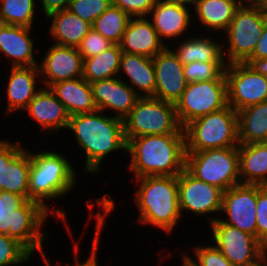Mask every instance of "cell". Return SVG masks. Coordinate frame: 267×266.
<instances>
[{
  "mask_svg": "<svg viewBox=\"0 0 267 266\" xmlns=\"http://www.w3.org/2000/svg\"><path fill=\"white\" fill-rule=\"evenodd\" d=\"M105 194L103 200L97 199V205L103 208L104 212L96 213V231L92 246V252L84 263L76 259L74 266H98L97 247L100 239V232L105 223V217L114 209V200ZM48 213L45 207L34 200H26L23 196L0 190V234L15 238L23 244L31 253L39 250L46 266H51L43 252V241L46 236L41 232Z\"/></svg>",
  "mask_w": 267,
  "mask_h": 266,
  "instance_id": "cell-1",
  "label": "cell"
},
{
  "mask_svg": "<svg viewBox=\"0 0 267 266\" xmlns=\"http://www.w3.org/2000/svg\"><path fill=\"white\" fill-rule=\"evenodd\" d=\"M135 178L178 176L186 164L185 134L146 135L127 142Z\"/></svg>",
  "mask_w": 267,
  "mask_h": 266,
  "instance_id": "cell-2",
  "label": "cell"
},
{
  "mask_svg": "<svg viewBox=\"0 0 267 266\" xmlns=\"http://www.w3.org/2000/svg\"><path fill=\"white\" fill-rule=\"evenodd\" d=\"M68 129L86 154L85 173L98 172L104 157L117 150L127 151L123 120L104 116V111L79 113L70 116Z\"/></svg>",
  "mask_w": 267,
  "mask_h": 266,
  "instance_id": "cell-3",
  "label": "cell"
},
{
  "mask_svg": "<svg viewBox=\"0 0 267 266\" xmlns=\"http://www.w3.org/2000/svg\"><path fill=\"white\" fill-rule=\"evenodd\" d=\"M137 182H140L135 198L139 222L171 233L181 217L178 176H145Z\"/></svg>",
  "mask_w": 267,
  "mask_h": 266,
  "instance_id": "cell-4",
  "label": "cell"
},
{
  "mask_svg": "<svg viewBox=\"0 0 267 266\" xmlns=\"http://www.w3.org/2000/svg\"><path fill=\"white\" fill-rule=\"evenodd\" d=\"M75 171L64 156L53 151L31 153L29 200L39 202L49 211L45 200L69 193L76 184Z\"/></svg>",
  "mask_w": 267,
  "mask_h": 266,
  "instance_id": "cell-5",
  "label": "cell"
},
{
  "mask_svg": "<svg viewBox=\"0 0 267 266\" xmlns=\"http://www.w3.org/2000/svg\"><path fill=\"white\" fill-rule=\"evenodd\" d=\"M186 152L238 147V114L229 105L188 123L184 128Z\"/></svg>",
  "mask_w": 267,
  "mask_h": 266,
  "instance_id": "cell-6",
  "label": "cell"
},
{
  "mask_svg": "<svg viewBox=\"0 0 267 266\" xmlns=\"http://www.w3.org/2000/svg\"><path fill=\"white\" fill-rule=\"evenodd\" d=\"M123 123L127 142L146 135L185 134L175 104L154 97H140Z\"/></svg>",
  "mask_w": 267,
  "mask_h": 266,
  "instance_id": "cell-7",
  "label": "cell"
},
{
  "mask_svg": "<svg viewBox=\"0 0 267 266\" xmlns=\"http://www.w3.org/2000/svg\"><path fill=\"white\" fill-rule=\"evenodd\" d=\"M185 169L196 179L223 192L241 184L238 147L186 152Z\"/></svg>",
  "mask_w": 267,
  "mask_h": 266,
  "instance_id": "cell-8",
  "label": "cell"
},
{
  "mask_svg": "<svg viewBox=\"0 0 267 266\" xmlns=\"http://www.w3.org/2000/svg\"><path fill=\"white\" fill-rule=\"evenodd\" d=\"M236 10L226 30L229 46L228 64L245 63L251 56L263 33L267 15L253 0H246Z\"/></svg>",
  "mask_w": 267,
  "mask_h": 266,
  "instance_id": "cell-9",
  "label": "cell"
},
{
  "mask_svg": "<svg viewBox=\"0 0 267 266\" xmlns=\"http://www.w3.org/2000/svg\"><path fill=\"white\" fill-rule=\"evenodd\" d=\"M227 103L225 71L208 81L188 83L176 102V114L182 128L193 120L223 109Z\"/></svg>",
  "mask_w": 267,
  "mask_h": 266,
  "instance_id": "cell-10",
  "label": "cell"
},
{
  "mask_svg": "<svg viewBox=\"0 0 267 266\" xmlns=\"http://www.w3.org/2000/svg\"><path fill=\"white\" fill-rule=\"evenodd\" d=\"M227 103L236 112L267 101V77L247 63H233L225 69Z\"/></svg>",
  "mask_w": 267,
  "mask_h": 266,
  "instance_id": "cell-11",
  "label": "cell"
},
{
  "mask_svg": "<svg viewBox=\"0 0 267 266\" xmlns=\"http://www.w3.org/2000/svg\"><path fill=\"white\" fill-rule=\"evenodd\" d=\"M215 246L234 266H245L263 254V244L253 235L210 218Z\"/></svg>",
  "mask_w": 267,
  "mask_h": 266,
  "instance_id": "cell-12",
  "label": "cell"
},
{
  "mask_svg": "<svg viewBox=\"0 0 267 266\" xmlns=\"http://www.w3.org/2000/svg\"><path fill=\"white\" fill-rule=\"evenodd\" d=\"M31 153L19 143L0 140V190L29 199Z\"/></svg>",
  "mask_w": 267,
  "mask_h": 266,
  "instance_id": "cell-13",
  "label": "cell"
},
{
  "mask_svg": "<svg viewBox=\"0 0 267 266\" xmlns=\"http://www.w3.org/2000/svg\"><path fill=\"white\" fill-rule=\"evenodd\" d=\"M257 185L238 184L223 192L221 212L228 214L222 223L256 237Z\"/></svg>",
  "mask_w": 267,
  "mask_h": 266,
  "instance_id": "cell-14",
  "label": "cell"
},
{
  "mask_svg": "<svg viewBox=\"0 0 267 266\" xmlns=\"http://www.w3.org/2000/svg\"><path fill=\"white\" fill-rule=\"evenodd\" d=\"M179 209L195 215L221 213L223 191L192 176L186 169L178 175Z\"/></svg>",
  "mask_w": 267,
  "mask_h": 266,
  "instance_id": "cell-15",
  "label": "cell"
},
{
  "mask_svg": "<svg viewBox=\"0 0 267 266\" xmlns=\"http://www.w3.org/2000/svg\"><path fill=\"white\" fill-rule=\"evenodd\" d=\"M152 59L156 80L154 98L176 104L188 84L183 64L168 46Z\"/></svg>",
  "mask_w": 267,
  "mask_h": 266,
  "instance_id": "cell-16",
  "label": "cell"
},
{
  "mask_svg": "<svg viewBox=\"0 0 267 266\" xmlns=\"http://www.w3.org/2000/svg\"><path fill=\"white\" fill-rule=\"evenodd\" d=\"M38 68L49 88L57 82L82 77L83 59L75 47L52 44Z\"/></svg>",
  "mask_w": 267,
  "mask_h": 266,
  "instance_id": "cell-17",
  "label": "cell"
},
{
  "mask_svg": "<svg viewBox=\"0 0 267 266\" xmlns=\"http://www.w3.org/2000/svg\"><path fill=\"white\" fill-rule=\"evenodd\" d=\"M121 76L105 80H98L91 84L93 99L97 109L116 110L115 117L124 119L132 110L137 100L140 98L137 90L123 82Z\"/></svg>",
  "mask_w": 267,
  "mask_h": 266,
  "instance_id": "cell-18",
  "label": "cell"
},
{
  "mask_svg": "<svg viewBox=\"0 0 267 266\" xmlns=\"http://www.w3.org/2000/svg\"><path fill=\"white\" fill-rule=\"evenodd\" d=\"M122 52L153 58L166 46L146 17H132L120 42Z\"/></svg>",
  "mask_w": 267,
  "mask_h": 266,
  "instance_id": "cell-19",
  "label": "cell"
},
{
  "mask_svg": "<svg viewBox=\"0 0 267 266\" xmlns=\"http://www.w3.org/2000/svg\"><path fill=\"white\" fill-rule=\"evenodd\" d=\"M50 133L68 128L70 115L50 88L40 89L29 102L25 111Z\"/></svg>",
  "mask_w": 267,
  "mask_h": 266,
  "instance_id": "cell-20",
  "label": "cell"
},
{
  "mask_svg": "<svg viewBox=\"0 0 267 266\" xmlns=\"http://www.w3.org/2000/svg\"><path fill=\"white\" fill-rule=\"evenodd\" d=\"M31 28L0 23V51L11 59L12 67L38 66L34 59Z\"/></svg>",
  "mask_w": 267,
  "mask_h": 266,
  "instance_id": "cell-21",
  "label": "cell"
},
{
  "mask_svg": "<svg viewBox=\"0 0 267 266\" xmlns=\"http://www.w3.org/2000/svg\"><path fill=\"white\" fill-rule=\"evenodd\" d=\"M70 116L91 113L97 109L91 84L83 77L57 82L49 87Z\"/></svg>",
  "mask_w": 267,
  "mask_h": 266,
  "instance_id": "cell-22",
  "label": "cell"
},
{
  "mask_svg": "<svg viewBox=\"0 0 267 266\" xmlns=\"http://www.w3.org/2000/svg\"><path fill=\"white\" fill-rule=\"evenodd\" d=\"M40 76L38 66L12 67L7 87L8 107L6 114L15 110H25L39 91L36 76Z\"/></svg>",
  "mask_w": 267,
  "mask_h": 266,
  "instance_id": "cell-23",
  "label": "cell"
},
{
  "mask_svg": "<svg viewBox=\"0 0 267 266\" xmlns=\"http://www.w3.org/2000/svg\"><path fill=\"white\" fill-rule=\"evenodd\" d=\"M241 184L262 186L267 181V142L239 144Z\"/></svg>",
  "mask_w": 267,
  "mask_h": 266,
  "instance_id": "cell-24",
  "label": "cell"
},
{
  "mask_svg": "<svg viewBox=\"0 0 267 266\" xmlns=\"http://www.w3.org/2000/svg\"><path fill=\"white\" fill-rule=\"evenodd\" d=\"M52 18L50 34L57 45L77 48L81 40L92 29V24L73 14L68 9L59 10L46 16Z\"/></svg>",
  "mask_w": 267,
  "mask_h": 266,
  "instance_id": "cell-25",
  "label": "cell"
},
{
  "mask_svg": "<svg viewBox=\"0 0 267 266\" xmlns=\"http://www.w3.org/2000/svg\"><path fill=\"white\" fill-rule=\"evenodd\" d=\"M152 13V25L162 42L164 41L163 37L181 36L191 22L189 9L183 6L156 2L150 10V14Z\"/></svg>",
  "mask_w": 267,
  "mask_h": 266,
  "instance_id": "cell-26",
  "label": "cell"
},
{
  "mask_svg": "<svg viewBox=\"0 0 267 266\" xmlns=\"http://www.w3.org/2000/svg\"><path fill=\"white\" fill-rule=\"evenodd\" d=\"M119 70L128 76L132 85L144 92H139L140 97H154L156 80L151 57L122 52Z\"/></svg>",
  "mask_w": 267,
  "mask_h": 266,
  "instance_id": "cell-27",
  "label": "cell"
},
{
  "mask_svg": "<svg viewBox=\"0 0 267 266\" xmlns=\"http://www.w3.org/2000/svg\"><path fill=\"white\" fill-rule=\"evenodd\" d=\"M242 3L243 0H195L194 11L199 22L211 31H226Z\"/></svg>",
  "mask_w": 267,
  "mask_h": 266,
  "instance_id": "cell-28",
  "label": "cell"
},
{
  "mask_svg": "<svg viewBox=\"0 0 267 266\" xmlns=\"http://www.w3.org/2000/svg\"><path fill=\"white\" fill-rule=\"evenodd\" d=\"M237 114L239 144L267 142V101L246 107Z\"/></svg>",
  "mask_w": 267,
  "mask_h": 266,
  "instance_id": "cell-29",
  "label": "cell"
},
{
  "mask_svg": "<svg viewBox=\"0 0 267 266\" xmlns=\"http://www.w3.org/2000/svg\"><path fill=\"white\" fill-rule=\"evenodd\" d=\"M122 50L119 44H113L94 57L83 59V78L89 83L110 79L120 70Z\"/></svg>",
  "mask_w": 267,
  "mask_h": 266,
  "instance_id": "cell-30",
  "label": "cell"
},
{
  "mask_svg": "<svg viewBox=\"0 0 267 266\" xmlns=\"http://www.w3.org/2000/svg\"><path fill=\"white\" fill-rule=\"evenodd\" d=\"M176 51L173 53L177 59L183 64H189L191 62H209V61H224L223 47L213 41L211 37L203 38L195 37L188 38L186 41L178 45Z\"/></svg>",
  "mask_w": 267,
  "mask_h": 266,
  "instance_id": "cell-31",
  "label": "cell"
},
{
  "mask_svg": "<svg viewBox=\"0 0 267 266\" xmlns=\"http://www.w3.org/2000/svg\"><path fill=\"white\" fill-rule=\"evenodd\" d=\"M132 17L118 7L111 5L95 19L92 28L113 44H120L125 29Z\"/></svg>",
  "mask_w": 267,
  "mask_h": 266,
  "instance_id": "cell-32",
  "label": "cell"
},
{
  "mask_svg": "<svg viewBox=\"0 0 267 266\" xmlns=\"http://www.w3.org/2000/svg\"><path fill=\"white\" fill-rule=\"evenodd\" d=\"M34 0H0V23L32 28Z\"/></svg>",
  "mask_w": 267,
  "mask_h": 266,
  "instance_id": "cell-33",
  "label": "cell"
},
{
  "mask_svg": "<svg viewBox=\"0 0 267 266\" xmlns=\"http://www.w3.org/2000/svg\"><path fill=\"white\" fill-rule=\"evenodd\" d=\"M227 68L225 61L191 62L183 65L187 83L217 79Z\"/></svg>",
  "mask_w": 267,
  "mask_h": 266,
  "instance_id": "cell-34",
  "label": "cell"
},
{
  "mask_svg": "<svg viewBox=\"0 0 267 266\" xmlns=\"http://www.w3.org/2000/svg\"><path fill=\"white\" fill-rule=\"evenodd\" d=\"M31 252L18 240L0 234V266H15L25 263Z\"/></svg>",
  "mask_w": 267,
  "mask_h": 266,
  "instance_id": "cell-35",
  "label": "cell"
},
{
  "mask_svg": "<svg viewBox=\"0 0 267 266\" xmlns=\"http://www.w3.org/2000/svg\"><path fill=\"white\" fill-rule=\"evenodd\" d=\"M112 5V0H71L68 10L81 19L93 24Z\"/></svg>",
  "mask_w": 267,
  "mask_h": 266,
  "instance_id": "cell-36",
  "label": "cell"
},
{
  "mask_svg": "<svg viewBox=\"0 0 267 266\" xmlns=\"http://www.w3.org/2000/svg\"><path fill=\"white\" fill-rule=\"evenodd\" d=\"M194 253L197 261L186 254L183 255L192 266H234L215 245L197 246Z\"/></svg>",
  "mask_w": 267,
  "mask_h": 266,
  "instance_id": "cell-37",
  "label": "cell"
},
{
  "mask_svg": "<svg viewBox=\"0 0 267 266\" xmlns=\"http://www.w3.org/2000/svg\"><path fill=\"white\" fill-rule=\"evenodd\" d=\"M112 45L113 43L92 28L81 40L77 49L82 59H87L98 55Z\"/></svg>",
  "mask_w": 267,
  "mask_h": 266,
  "instance_id": "cell-38",
  "label": "cell"
},
{
  "mask_svg": "<svg viewBox=\"0 0 267 266\" xmlns=\"http://www.w3.org/2000/svg\"><path fill=\"white\" fill-rule=\"evenodd\" d=\"M256 238L267 244V191L257 185Z\"/></svg>",
  "mask_w": 267,
  "mask_h": 266,
  "instance_id": "cell-39",
  "label": "cell"
},
{
  "mask_svg": "<svg viewBox=\"0 0 267 266\" xmlns=\"http://www.w3.org/2000/svg\"><path fill=\"white\" fill-rule=\"evenodd\" d=\"M156 0H112V5L118 7L131 17H146L155 5Z\"/></svg>",
  "mask_w": 267,
  "mask_h": 266,
  "instance_id": "cell-40",
  "label": "cell"
},
{
  "mask_svg": "<svg viewBox=\"0 0 267 266\" xmlns=\"http://www.w3.org/2000/svg\"><path fill=\"white\" fill-rule=\"evenodd\" d=\"M267 58V18L265 20V26L263 33L256 44V47L249 59H262Z\"/></svg>",
  "mask_w": 267,
  "mask_h": 266,
  "instance_id": "cell-41",
  "label": "cell"
},
{
  "mask_svg": "<svg viewBox=\"0 0 267 266\" xmlns=\"http://www.w3.org/2000/svg\"><path fill=\"white\" fill-rule=\"evenodd\" d=\"M71 0H41L45 15L52 12L68 9Z\"/></svg>",
  "mask_w": 267,
  "mask_h": 266,
  "instance_id": "cell-42",
  "label": "cell"
},
{
  "mask_svg": "<svg viewBox=\"0 0 267 266\" xmlns=\"http://www.w3.org/2000/svg\"><path fill=\"white\" fill-rule=\"evenodd\" d=\"M245 63L252 67L257 73L267 77V58L248 59Z\"/></svg>",
  "mask_w": 267,
  "mask_h": 266,
  "instance_id": "cell-43",
  "label": "cell"
},
{
  "mask_svg": "<svg viewBox=\"0 0 267 266\" xmlns=\"http://www.w3.org/2000/svg\"><path fill=\"white\" fill-rule=\"evenodd\" d=\"M195 0H156V2H162L165 4H172V5H178V6H183L187 7L186 4H191L194 5Z\"/></svg>",
  "mask_w": 267,
  "mask_h": 266,
  "instance_id": "cell-44",
  "label": "cell"
},
{
  "mask_svg": "<svg viewBox=\"0 0 267 266\" xmlns=\"http://www.w3.org/2000/svg\"><path fill=\"white\" fill-rule=\"evenodd\" d=\"M245 266H267V254H262L255 261L246 264Z\"/></svg>",
  "mask_w": 267,
  "mask_h": 266,
  "instance_id": "cell-45",
  "label": "cell"
},
{
  "mask_svg": "<svg viewBox=\"0 0 267 266\" xmlns=\"http://www.w3.org/2000/svg\"><path fill=\"white\" fill-rule=\"evenodd\" d=\"M260 9L267 15V0H253Z\"/></svg>",
  "mask_w": 267,
  "mask_h": 266,
  "instance_id": "cell-46",
  "label": "cell"
},
{
  "mask_svg": "<svg viewBox=\"0 0 267 266\" xmlns=\"http://www.w3.org/2000/svg\"><path fill=\"white\" fill-rule=\"evenodd\" d=\"M182 260H183L182 266H192L184 256Z\"/></svg>",
  "mask_w": 267,
  "mask_h": 266,
  "instance_id": "cell-47",
  "label": "cell"
},
{
  "mask_svg": "<svg viewBox=\"0 0 267 266\" xmlns=\"http://www.w3.org/2000/svg\"><path fill=\"white\" fill-rule=\"evenodd\" d=\"M263 254H267V244L263 246Z\"/></svg>",
  "mask_w": 267,
  "mask_h": 266,
  "instance_id": "cell-48",
  "label": "cell"
},
{
  "mask_svg": "<svg viewBox=\"0 0 267 266\" xmlns=\"http://www.w3.org/2000/svg\"><path fill=\"white\" fill-rule=\"evenodd\" d=\"M262 187L267 191V181L262 185Z\"/></svg>",
  "mask_w": 267,
  "mask_h": 266,
  "instance_id": "cell-49",
  "label": "cell"
}]
</instances>
